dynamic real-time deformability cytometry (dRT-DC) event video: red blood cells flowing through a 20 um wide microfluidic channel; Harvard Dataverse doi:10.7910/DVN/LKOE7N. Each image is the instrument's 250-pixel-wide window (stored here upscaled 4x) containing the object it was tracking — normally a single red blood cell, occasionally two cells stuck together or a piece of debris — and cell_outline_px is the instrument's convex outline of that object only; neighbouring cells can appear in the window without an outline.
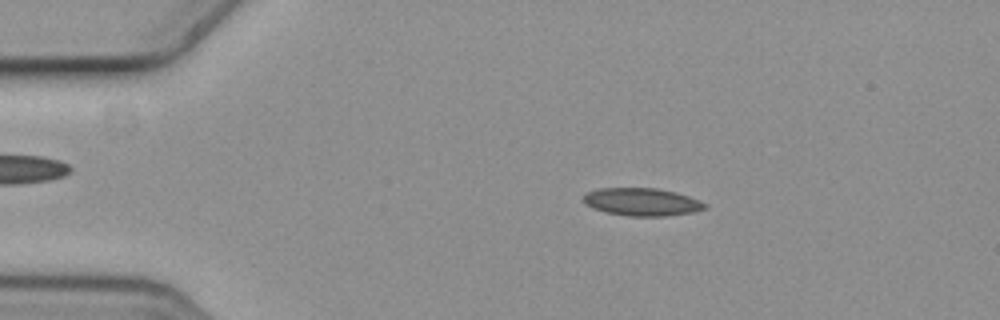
{"species": "common noctule bat (a hibernating species)", "species_latin": "Nyctalus noctula", "temperature_condition": "cold", "stored_images_in_passage": 5, "camera_frame_rate_fps": 3000, "um_per_image_px": 0.085, "animal": {"sex": "female", "body_mass_g": 19.3, "forearm_length_mm": 54.1}, "frame": {"image": 1, "passage_image": 3, "time_ms": 0.667, "image_size_px": [1000, 320], "cell_outline_px": [[708, 208], [696, 212], [668, 216], [628, 216], [604, 212], [592, 208], [584, 204], [584, 196], [588, 192], [600, 188], [656, 188], [676, 192], [700, 200], [708, 204]], "centroid_in_image_um": [54.61, 17.17], "position_along_channel_um": 30.4, "area_um2": 19.88}}